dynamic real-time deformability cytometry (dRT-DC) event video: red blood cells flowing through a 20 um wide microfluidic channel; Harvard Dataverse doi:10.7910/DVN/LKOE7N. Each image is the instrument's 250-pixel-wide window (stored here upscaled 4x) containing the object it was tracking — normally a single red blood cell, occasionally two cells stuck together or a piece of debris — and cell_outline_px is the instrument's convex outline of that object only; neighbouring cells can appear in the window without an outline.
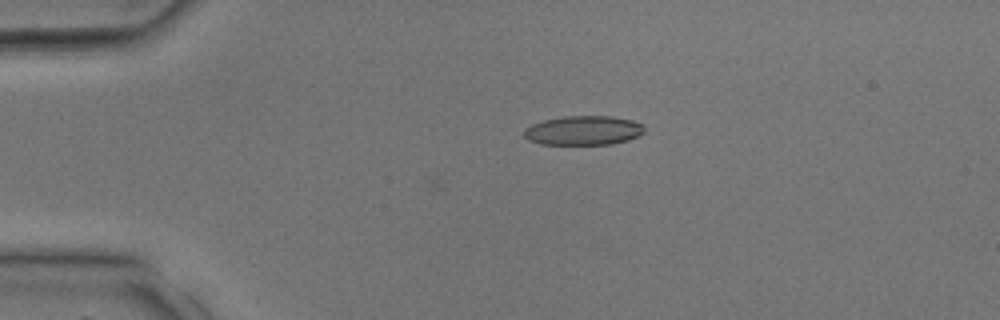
{"species": "common noctule bat (a hibernating species)", "species_latin": "Nyctalus noctula", "temperature_condition": "room temperature", "stored_images_in_passage": 7, "camera_frame_rate_fps": 3000, "um_per_image_px": 0.085, "animal": {"sex": "male", "body_mass_g": 17.9, "forearm_length_mm": 54.2}, "frame": {"image": 1, "passage_image": 1, "time_ms": 0.0, "image_size_px": [1000, 320], "cell_outline_px": [[644, 132], [628, 140], [612, 144], [540, 144], [528, 140], [524, 136], [524, 128], [532, 124], [544, 120], [564, 116], [612, 116], [632, 120], [644, 124]], "centroid_in_image_um": [49.59, 11.08], "position_along_channel_um": 35.4, "area_um2": 20.58}}
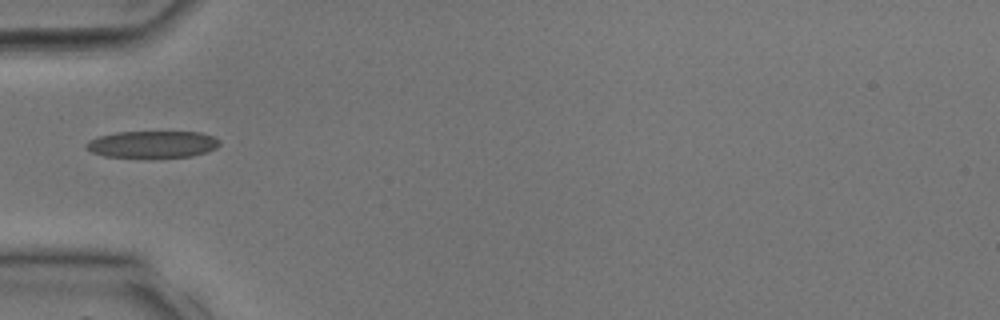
{"frame": {"image": 2, "passage_image": 5, "time_ms": 1.333, "image_size_px": [1000, 320], "cell_outline_px": [[220, 144], [216, 148], [208, 152], [192, 156], [152, 160], [144, 160], [104, 156], [92, 152], [84, 148], [84, 144], [88, 140], [96, 136], [116, 132], [200, 132], [212, 136], [220, 140]], "centroid_in_image_um": [12.91, 12.31], "position_along_channel_um": 72.1, "area_um2": 22.14}}